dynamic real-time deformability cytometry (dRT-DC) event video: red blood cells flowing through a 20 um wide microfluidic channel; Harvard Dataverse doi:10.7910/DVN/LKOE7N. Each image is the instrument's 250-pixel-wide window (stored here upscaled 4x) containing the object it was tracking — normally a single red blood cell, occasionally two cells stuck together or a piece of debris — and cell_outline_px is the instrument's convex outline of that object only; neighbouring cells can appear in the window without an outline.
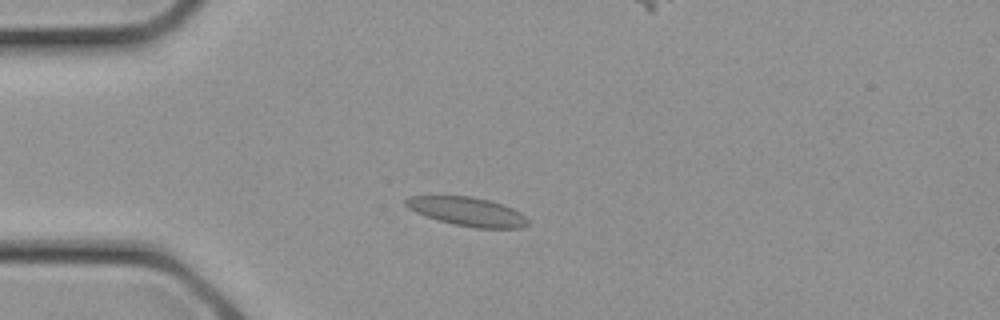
{"species": "common noctule bat (a hibernating species)", "species_latin": "Nyctalus noctula", "temperature_condition": "cold", "stored_images_in_passage": 15, "segment_of_instrument_passage": [1, 2], "camera_frame_rate_fps": 3000, "um_per_image_px": 0.085, "animal": {"sex": "female", "body_mass_g": 21.9}, "frame": {"image": 1, "passage_image": 4, "time_ms": 1.0, "image_size_px": [1000, 320], "cell_outline_px": [[528, 224], [520, 228], [476, 228], [452, 224], [416, 212], [408, 208], [404, 204], [404, 200], [408, 196], [472, 196], [488, 200], [512, 208], [520, 212], [528, 220]], "centroid_in_image_um": [39.71, 17.98], "position_along_channel_um": 45.3, "area_um2": 20.29}}
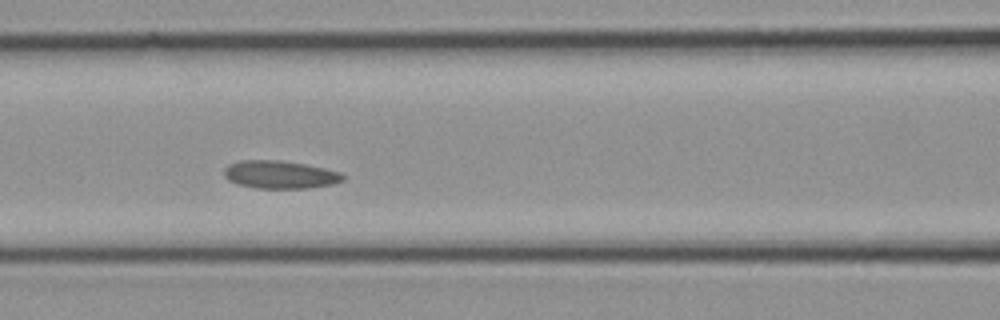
{"frame": {"image": 2, "passage_image": 9, "time_ms": 2.667, "image_size_px": [1000, 320], "cell_outline_px": [[348, 176], [344, 180], [332, 184], [308, 188], [256, 188], [236, 184], [228, 180], [224, 176], [224, 168], [228, 164], [240, 160], [280, 160], [304, 164], [324, 168], [340, 172]], "centroid_in_image_um": [23.79, 14.84], "position_along_channel_um": 142.8, "area_um2": 19.48}}
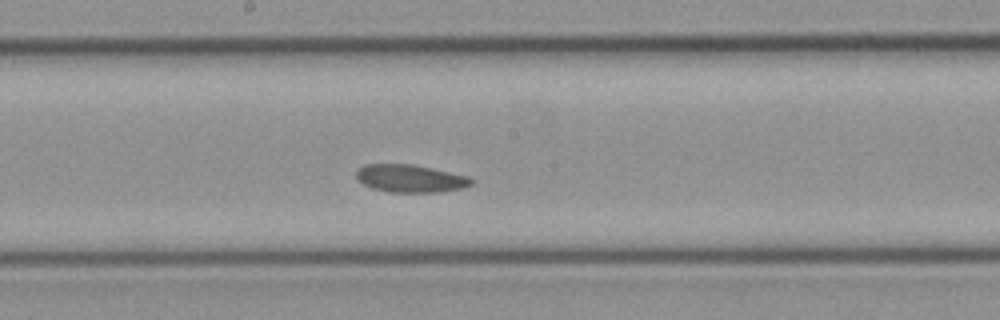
{"frame": {"image": 3, "passage_image": 12, "time_ms": 3.667, "image_size_px": [1000, 320], "cell_outline_px": [[472, 184], [460, 188], [440, 192], [388, 192], [372, 188], [364, 184], [356, 176], [356, 168], [364, 164], [412, 164], [432, 168], [468, 176], [472, 180]], "centroid_in_image_um": [34.84, 15.16], "position_along_channel_um": 213.4, "area_um2": 18.5}}